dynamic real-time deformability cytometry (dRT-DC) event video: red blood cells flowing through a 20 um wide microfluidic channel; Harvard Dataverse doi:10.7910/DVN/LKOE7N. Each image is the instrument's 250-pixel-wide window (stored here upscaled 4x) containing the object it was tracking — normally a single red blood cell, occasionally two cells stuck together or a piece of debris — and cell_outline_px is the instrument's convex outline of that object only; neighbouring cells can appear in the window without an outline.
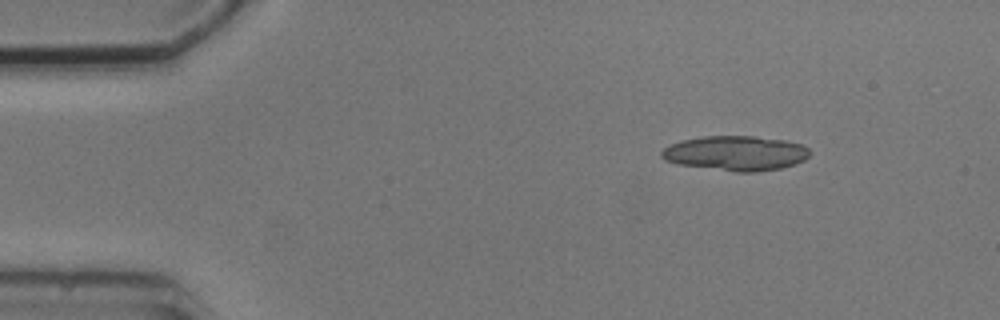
{"species": "common noctule bat (a hibernating species)", "species_latin": "Nyctalus noctula", "temperature_condition": "cold", "stored_images_in_passage": 5, "segment_of_instrument_passage": [1, 2], "camera_frame_rate_fps": 3000, "um_per_image_px": 0.085, "animal": {"sex": "male", "body_mass_g": 20.5, "forearm_length_mm": 52.5}, "frame": {"image": 1, "passage_image": 1, "time_ms": 0.0, "image_size_px": [1000, 320], "cell_outline_px": [[812, 152], [804, 160], [780, 168], [756, 172], [736, 172], [676, 164], [664, 160], [660, 156], [660, 152], [668, 144], [680, 140], [704, 136], [756, 136], [784, 140], [804, 144]], "centroid_in_image_um": [62.5, 13.02], "position_along_channel_um": 22.5, "area_um2": 30.35}}